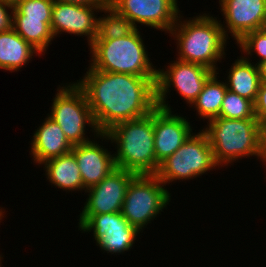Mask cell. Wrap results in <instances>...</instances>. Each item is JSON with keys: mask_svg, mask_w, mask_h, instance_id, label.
Instances as JSON below:
<instances>
[{"mask_svg": "<svg viewBox=\"0 0 266 267\" xmlns=\"http://www.w3.org/2000/svg\"><path fill=\"white\" fill-rule=\"evenodd\" d=\"M2 259H3V257H2V254L0 255V267H2L3 265H1L2 264ZM4 267V266H3Z\"/></svg>", "mask_w": 266, "mask_h": 267, "instance_id": "34", "label": "cell"}, {"mask_svg": "<svg viewBox=\"0 0 266 267\" xmlns=\"http://www.w3.org/2000/svg\"><path fill=\"white\" fill-rule=\"evenodd\" d=\"M53 3L52 0H22L14 9L24 19L43 20L50 26Z\"/></svg>", "mask_w": 266, "mask_h": 267, "instance_id": "26", "label": "cell"}, {"mask_svg": "<svg viewBox=\"0 0 266 267\" xmlns=\"http://www.w3.org/2000/svg\"><path fill=\"white\" fill-rule=\"evenodd\" d=\"M12 28L42 55H45L55 39L51 27L46 22L24 19L15 9H13Z\"/></svg>", "mask_w": 266, "mask_h": 267, "instance_id": "22", "label": "cell"}, {"mask_svg": "<svg viewBox=\"0 0 266 267\" xmlns=\"http://www.w3.org/2000/svg\"><path fill=\"white\" fill-rule=\"evenodd\" d=\"M234 44H237L242 56L247 60H250L253 54H257L259 59L255 60L256 65L266 60V31L264 29L248 32Z\"/></svg>", "mask_w": 266, "mask_h": 267, "instance_id": "25", "label": "cell"}, {"mask_svg": "<svg viewBox=\"0 0 266 267\" xmlns=\"http://www.w3.org/2000/svg\"><path fill=\"white\" fill-rule=\"evenodd\" d=\"M56 91L47 115L61 127L67 140L74 146L99 135L86 95L76 82L61 83ZM87 130L92 132V139L86 135Z\"/></svg>", "mask_w": 266, "mask_h": 267, "instance_id": "6", "label": "cell"}, {"mask_svg": "<svg viewBox=\"0 0 266 267\" xmlns=\"http://www.w3.org/2000/svg\"><path fill=\"white\" fill-rule=\"evenodd\" d=\"M29 154L33 164L41 166L45 161L67 154L73 145L67 140L61 127L48 115L35 129L30 144Z\"/></svg>", "mask_w": 266, "mask_h": 267, "instance_id": "17", "label": "cell"}, {"mask_svg": "<svg viewBox=\"0 0 266 267\" xmlns=\"http://www.w3.org/2000/svg\"><path fill=\"white\" fill-rule=\"evenodd\" d=\"M117 13L128 18L134 28L142 26L169 33L181 13L178 0H107Z\"/></svg>", "mask_w": 266, "mask_h": 267, "instance_id": "11", "label": "cell"}, {"mask_svg": "<svg viewBox=\"0 0 266 267\" xmlns=\"http://www.w3.org/2000/svg\"><path fill=\"white\" fill-rule=\"evenodd\" d=\"M165 68L157 70L156 102L157 107L172 111L168 96L171 90L177 91L189 107L196 100L207 80L215 73L204 65L173 60ZM165 69V70H164ZM174 88V89H173ZM169 93V94H168ZM168 94V95H167ZM169 105V106H168Z\"/></svg>", "mask_w": 266, "mask_h": 267, "instance_id": "9", "label": "cell"}, {"mask_svg": "<svg viewBox=\"0 0 266 267\" xmlns=\"http://www.w3.org/2000/svg\"><path fill=\"white\" fill-rule=\"evenodd\" d=\"M219 73L215 72L205 83L203 90L190 106L196 110V116L207 122L219 117L221 104L227 91L226 82L218 80Z\"/></svg>", "mask_w": 266, "mask_h": 267, "instance_id": "21", "label": "cell"}, {"mask_svg": "<svg viewBox=\"0 0 266 267\" xmlns=\"http://www.w3.org/2000/svg\"><path fill=\"white\" fill-rule=\"evenodd\" d=\"M201 130L206 134L214 160L221 169L243 158L256 156V160H261L263 152L257 119L217 117L208 121Z\"/></svg>", "mask_w": 266, "mask_h": 267, "instance_id": "4", "label": "cell"}, {"mask_svg": "<svg viewBox=\"0 0 266 267\" xmlns=\"http://www.w3.org/2000/svg\"><path fill=\"white\" fill-rule=\"evenodd\" d=\"M171 195L155 174L135 175L126 189L122 216L142 233L167 209Z\"/></svg>", "mask_w": 266, "mask_h": 267, "instance_id": "7", "label": "cell"}, {"mask_svg": "<svg viewBox=\"0 0 266 267\" xmlns=\"http://www.w3.org/2000/svg\"><path fill=\"white\" fill-rule=\"evenodd\" d=\"M101 141L97 142V139ZM109 142L110 138L106 133H100L90 142L74 145L71 152L77 161L82 177L83 186L88 189L100 183L115 166L114 154L108 151L102 143ZM101 142V144H99Z\"/></svg>", "mask_w": 266, "mask_h": 267, "instance_id": "16", "label": "cell"}, {"mask_svg": "<svg viewBox=\"0 0 266 267\" xmlns=\"http://www.w3.org/2000/svg\"><path fill=\"white\" fill-rule=\"evenodd\" d=\"M78 231L91 232L101 251L111 255L125 254L138 241L141 232L130 225L121 212L78 217ZM136 240V241H135ZM126 251V252H125Z\"/></svg>", "mask_w": 266, "mask_h": 267, "instance_id": "10", "label": "cell"}, {"mask_svg": "<svg viewBox=\"0 0 266 267\" xmlns=\"http://www.w3.org/2000/svg\"><path fill=\"white\" fill-rule=\"evenodd\" d=\"M2 2L9 4L12 7H16L22 0H1Z\"/></svg>", "mask_w": 266, "mask_h": 267, "instance_id": "32", "label": "cell"}, {"mask_svg": "<svg viewBox=\"0 0 266 267\" xmlns=\"http://www.w3.org/2000/svg\"><path fill=\"white\" fill-rule=\"evenodd\" d=\"M254 114L258 122L266 119V83L261 82L254 102Z\"/></svg>", "mask_w": 266, "mask_h": 267, "instance_id": "27", "label": "cell"}, {"mask_svg": "<svg viewBox=\"0 0 266 267\" xmlns=\"http://www.w3.org/2000/svg\"><path fill=\"white\" fill-rule=\"evenodd\" d=\"M261 82L266 83V60L258 64Z\"/></svg>", "mask_w": 266, "mask_h": 267, "instance_id": "31", "label": "cell"}, {"mask_svg": "<svg viewBox=\"0 0 266 267\" xmlns=\"http://www.w3.org/2000/svg\"><path fill=\"white\" fill-rule=\"evenodd\" d=\"M263 29L266 31V20H265V23H264Z\"/></svg>", "mask_w": 266, "mask_h": 267, "instance_id": "35", "label": "cell"}, {"mask_svg": "<svg viewBox=\"0 0 266 267\" xmlns=\"http://www.w3.org/2000/svg\"><path fill=\"white\" fill-rule=\"evenodd\" d=\"M261 149L266 152V119L260 123Z\"/></svg>", "mask_w": 266, "mask_h": 267, "instance_id": "30", "label": "cell"}, {"mask_svg": "<svg viewBox=\"0 0 266 267\" xmlns=\"http://www.w3.org/2000/svg\"><path fill=\"white\" fill-rule=\"evenodd\" d=\"M101 16L98 17V34L94 40H110L122 38L131 33L135 28L131 21L117 13L108 4L102 9Z\"/></svg>", "mask_w": 266, "mask_h": 267, "instance_id": "23", "label": "cell"}, {"mask_svg": "<svg viewBox=\"0 0 266 267\" xmlns=\"http://www.w3.org/2000/svg\"><path fill=\"white\" fill-rule=\"evenodd\" d=\"M181 14L169 32L171 39L176 40V59L204 65L219 73L217 63L225 59L229 42L224 36L221 20L210 13H199L187 19Z\"/></svg>", "mask_w": 266, "mask_h": 267, "instance_id": "2", "label": "cell"}, {"mask_svg": "<svg viewBox=\"0 0 266 267\" xmlns=\"http://www.w3.org/2000/svg\"><path fill=\"white\" fill-rule=\"evenodd\" d=\"M186 116L156 107L154 109V150L160 165L175 153L192 135L193 128Z\"/></svg>", "mask_w": 266, "mask_h": 267, "instance_id": "15", "label": "cell"}, {"mask_svg": "<svg viewBox=\"0 0 266 267\" xmlns=\"http://www.w3.org/2000/svg\"><path fill=\"white\" fill-rule=\"evenodd\" d=\"M219 7L225 20L221 27L228 40L231 34L237 43L248 32L263 29L266 0H219Z\"/></svg>", "mask_w": 266, "mask_h": 267, "instance_id": "13", "label": "cell"}, {"mask_svg": "<svg viewBox=\"0 0 266 267\" xmlns=\"http://www.w3.org/2000/svg\"><path fill=\"white\" fill-rule=\"evenodd\" d=\"M103 8L53 3L50 27L54 37H60L62 33L87 37L89 46L98 34L99 16L96 14L103 13Z\"/></svg>", "mask_w": 266, "mask_h": 267, "instance_id": "14", "label": "cell"}, {"mask_svg": "<svg viewBox=\"0 0 266 267\" xmlns=\"http://www.w3.org/2000/svg\"><path fill=\"white\" fill-rule=\"evenodd\" d=\"M54 3H67L89 7H105L107 0H52Z\"/></svg>", "mask_w": 266, "mask_h": 267, "instance_id": "29", "label": "cell"}, {"mask_svg": "<svg viewBox=\"0 0 266 267\" xmlns=\"http://www.w3.org/2000/svg\"><path fill=\"white\" fill-rule=\"evenodd\" d=\"M136 174L115 168L100 183L86 189V202L78 216L121 212L128 184Z\"/></svg>", "mask_w": 266, "mask_h": 267, "instance_id": "12", "label": "cell"}, {"mask_svg": "<svg viewBox=\"0 0 266 267\" xmlns=\"http://www.w3.org/2000/svg\"><path fill=\"white\" fill-rule=\"evenodd\" d=\"M226 72L227 89L254 103L261 84L258 65L240 55Z\"/></svg>", "mask_w": 266, "mask_h": 267, "instance_id": "20", "label": "cell"}, {"mask_svg": "<svg viewBox=\"0 0 266 267\" xmlns=\"http://www.w3.org/2000/svg\"><path fill=\"white\" fill-rule=\"evenodd\" d=\"M260 162H263L262 164L266 166V152L262 153Z\"/></svg>", "mask_w": 266, "mask_h": 267, "instance_id": "33", "label": "cell"}, {"mask_svg": "<svg viewBox=\"0 0 266 267\" xmlns=\"http://www.w3.org/2000/svg\"><path fill=\"white\" fill-rule=\"evenodd\" d=\"M219 117L228 119H257L254 103L227 89L220 108Z\"/></svg>", "mask_w": 266, "mask_h": 267, "instance_id": "24", "label": "cell"}, {"mask_svg": "<svg viewBox=\"0 0 266 267\" xmlns=\"http://www.w3.org/2000/svg\"><path fill=\"white\" fill-rule=\"evenodd\" d=\"M138 29L127 36L110 40H93L89 45V67L103 72L136 76H157L156 66ZM154 65V66H153Z\"/></svg>", "mask_w": 266, "mask_h": 267, "instance_id": "5", "label": "cell"}, {"mask_svg": "<svg viewBox=\"0 0 266 267\" xmlns=\"http://www.w3.org/2000/svg\"><path fill=\"white\" fill-rule=\"evenodd\" d=\"M116 151L115 166L136 175L156 174L154 110L147 116L121 122L106 132Z\"/></svg>", "mask_w": 266, "mask_h": 267, "instance_id": "3", "label": "cell"}, {"mask_svg": "<svg viewBox=\"0 0 266 267\" xmlns=\"http://www.w3.org/2000/svg\"><path fill=\"white\" fill-rule=\"evenodd\" d=\"M40 55L13 28L0 32V70L18 72L34 56Z\"/></svg>", "mask_w": 266, "mask_h": 267, "instance_id": "19", "label": "cell"}, {"mask_svg": "<svg viewBox=\"0 0 266 267\" xmlns=\"http://www.w3.org/2000/svg\"><path fill=\"white\" fill-rule=\"evenodd\" d=\"M45 176L51 185L63 191H86L83 186L80 169L74 154L70 151L67 154L49 159L42 163Z\"/></svg>", "mask_w": 266, "mask_h": 267, "instance_id": "18", "label": "cell"}, {"mask_svg": "<svg viewBox=\"0 0 266 267\" xmlns=\"http://www.w3.org/2000/svg\"><path fill=\"white\" fill-rule=\"evenodd\" d=\"M85 69L76 84L86 95L100 133L118 123L145 117L157 107V76L103 72L89 66Z\"/></svg>", "mask_w": 266, "mask_h": 267, "instance_id": "1", "label": "cell"}, {"mask_svg": "<svg viewBox=\"0 0 266 267\" xmlns=\"http://www.w3.org/2000/svg\"><path fill=\"white\" fill-rule=\"evenodd\" d=\"M216 168L220 169L214 160L208 138L199 130L193 132L175 153L160 163L155 175L166 186L177 180L183 182L197 179Z\"/></svg>", "mask_w": 266, "mask_h": 267, "instance_id": "8", "label": "cell"}, {"mask_svg": "<svg viewBox=\"0 0 266 267\" xmlns=\"http://www.w3.org/2000/svg\"><path fill=\"white\" fill-rule=\"evenodd\" d=\"M13 9L14 7L0 0V32H4L12 28Z\"/></svg>", "mask_w": 266, "mask_h": 267, "instance_id": "28", "label": "cell"}]
</instances>
